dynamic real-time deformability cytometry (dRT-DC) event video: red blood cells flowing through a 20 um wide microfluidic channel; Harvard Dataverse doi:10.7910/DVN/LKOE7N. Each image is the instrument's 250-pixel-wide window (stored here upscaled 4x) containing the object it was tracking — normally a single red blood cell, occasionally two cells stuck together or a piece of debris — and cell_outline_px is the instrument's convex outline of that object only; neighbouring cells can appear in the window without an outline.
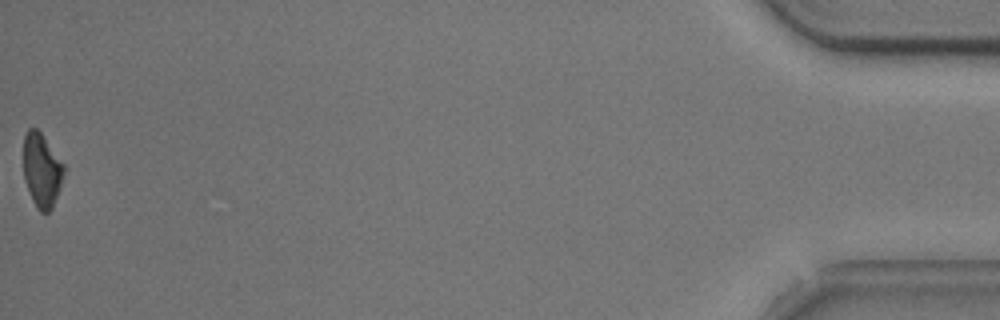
{"species": "common noctule bat (a hibernating species)", "species_latin": "Nyctalus noctula", "temperature_condition": "cold", "stored_images_in_passage": 53, "camera_frame_rate_fps": 3000, "um_per_image_px": 0.085, "animal": {"sex": "male", "body_mass_g": 20.5, "forearm_length_mm": 52.5}, "frame": {"image": 1, "passage_image": 53, "time_ms": 17.333, "image_size_px": [1000, 320], "cell_outline_px": [[64, 172], [60, 188], [52, 208], [48, 212], [40, 212], [36, 208], [32, 200], [24, 180], [24, 136], [28, 128], [36, 128], [40, 132], [64, 164]], "centroid_in_image_um": [3.54, 14.49], "position_along_channel_um": 431.7, "area_um2": 17.28}, "authors_computed_cell_mechanics": {"area_um2": 20.1722, "velocity_mm_per_s": 3.7301, "shape_relaxation_time_tau1_ms": 2.6642, "shape_relaxation_time_tau2_ms": null, "deformation_change_tau1": 0.1202, "deformation_change_tau2": null}}